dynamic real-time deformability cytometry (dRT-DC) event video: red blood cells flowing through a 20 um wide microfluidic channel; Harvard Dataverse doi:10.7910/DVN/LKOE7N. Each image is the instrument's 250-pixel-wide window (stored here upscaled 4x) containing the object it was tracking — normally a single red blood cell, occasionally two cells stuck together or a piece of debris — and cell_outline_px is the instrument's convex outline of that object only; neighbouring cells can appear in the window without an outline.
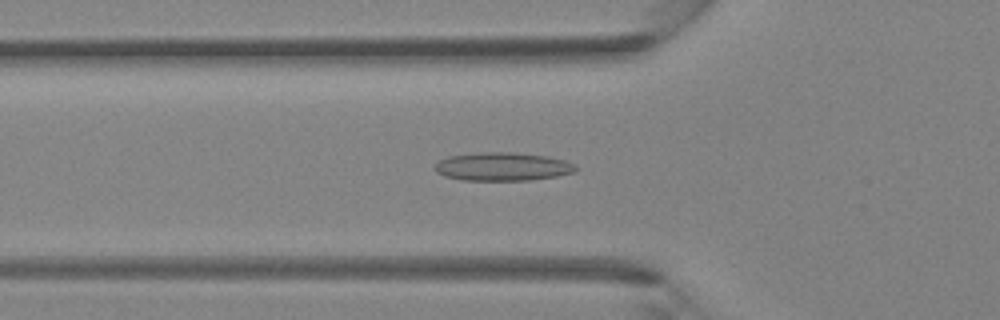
{"species": "Egyptian fruit bat (a non-hibernating species)", "species_latin": "Rousettus aegyptiacus", "temperature_condition": "room temperature", "stored_images_in_passage": 43, "camera_frame_rate_fps": 3000, "um_per_image_px": 0.085, "animal": {"sex": "female"}, "frame": {"image": 1, "passage_image": 15, "time_ms": 4.667, "image_size_px": [1000, 320], "cell_outline_px": [[576, 172], [556, 176], [532, 180], [460, 180], [444, 176], [436, 172], [436, 164], [440, 160], [448, 156], [480, 152], [512, 152], [548, 156], [564, 160], [572, 164], [576, 168]], "centroid_in_image_um": [42.71, 14.16], "position_along_channel_um": 83.1, "area_um2": 23.24}}
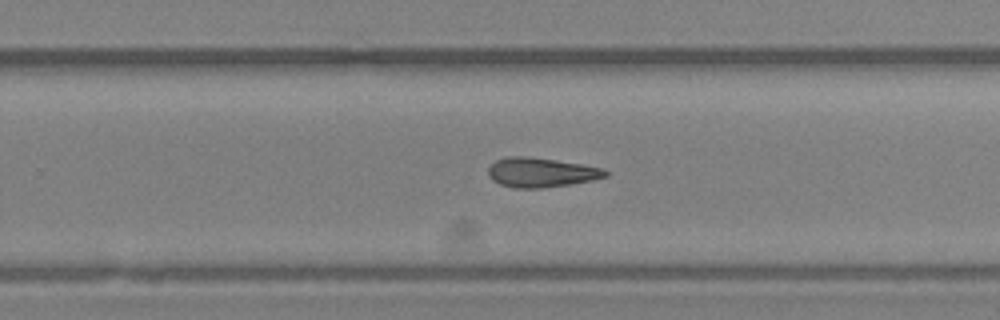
{"frame": {"image": 2, "passage_image": 28, "time_ms": 9.0, "image_size_px": [1000, 320], "cell_outline_px": [[608, 176], [592, 180], [568, 184], [540, 188], [512, 188], [500, 184], [492, 180], [488, 176], [488, 168], [496, 160], [508, 156], [524, 156], [556, 160], [604, 168], [608, 172]], "centroid_in_image_um": [45.97, 14.66], "position_along_channel_um": 283.8, "area_um2": 20.06}}
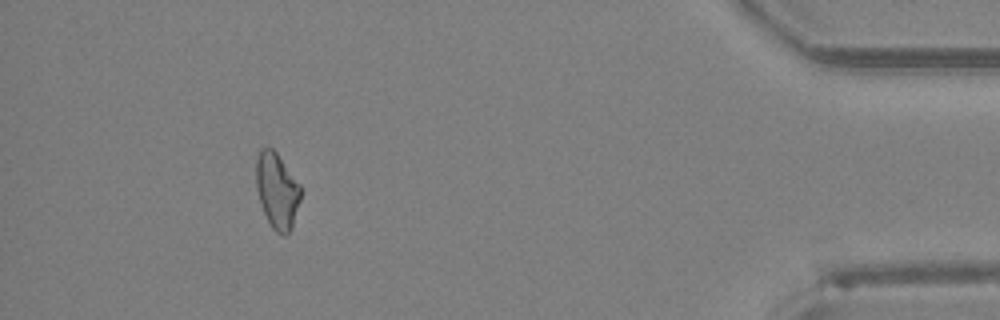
{"frame": {"image": 3, "passage_image": 40, "time_ms": 13.0, "image_size_px": [1000, 320], "cell_outline_px": [[300, 200], [292, 228], [284, 236], [276, 232], [272, 228], [264, 212], [256, 188], [256, 156], [260, 148], [272, 148], [276, 152], [300, 184]], "centroid_in_image_um": [23.54, 16.19], "position_along_channel_um": 411.7, "area_um2": 19.54}}